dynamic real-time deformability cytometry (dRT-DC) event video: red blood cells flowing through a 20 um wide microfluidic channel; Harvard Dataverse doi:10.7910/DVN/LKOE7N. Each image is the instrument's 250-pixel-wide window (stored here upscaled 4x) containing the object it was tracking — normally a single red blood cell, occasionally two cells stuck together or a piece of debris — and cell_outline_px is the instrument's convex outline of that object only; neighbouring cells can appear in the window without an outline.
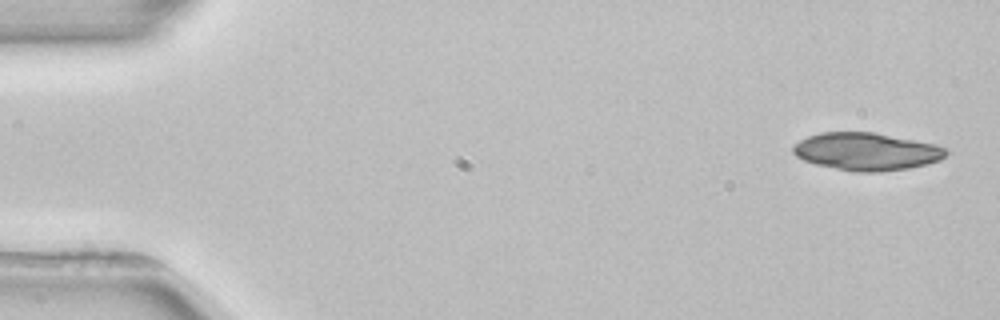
{"species": "common noctule bat (a hibernating species)", "species_latin": "Nyctalus noctula", "temperature_condition": "room temperature", "stored_images_in_passage": 3, "camera_frame_rate_fps": 3000, "um_per_image_px": 0.085, "animal": {"sex": "female", "body_mass_g": 22.7, "forearm_length_mm": 54.2}, "frame": {"image": 1, "passage_image": 1, "time_ms": 0.0, "image_size_px": [1000, 320], "cell_outline_px": [[948, 152], [940, 160], [908, 168], [880, 172], [856, 172], [816, 164], [804, 160], [796, 156], [792, 152], [792, 144], [808, 136], [820, 132], [876, 132], [936, 144], [948, 148]], "centroid_in_image_um": [73.64, 12.87], "position_along_channel_um": 11.4, "area_um2": 33.64}}